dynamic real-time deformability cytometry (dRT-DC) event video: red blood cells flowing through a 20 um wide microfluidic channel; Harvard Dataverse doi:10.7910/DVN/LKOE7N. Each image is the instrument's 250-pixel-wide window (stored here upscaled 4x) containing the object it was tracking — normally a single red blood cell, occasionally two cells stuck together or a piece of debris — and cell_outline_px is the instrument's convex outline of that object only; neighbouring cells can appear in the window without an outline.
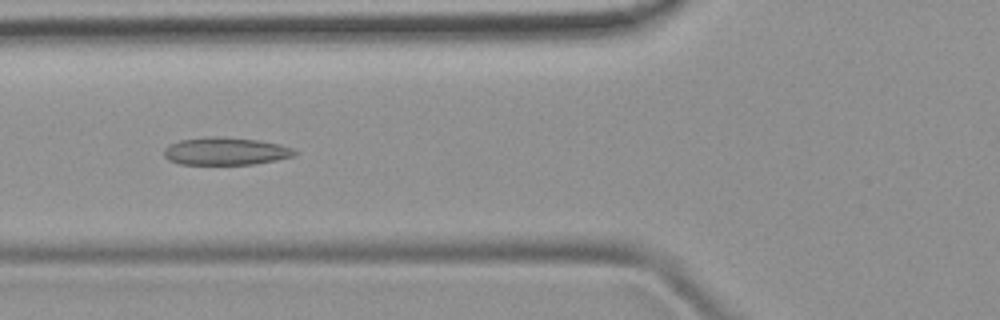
{"species": "common noctule bat (a hibernating species)", "species_latin": "Nyctalus noctula", "temperature_condition": "room temperature", "stored_images_in_passage": 3, "camera_frame_rate_fps": 3000, "um_per_image_px": 0.085, "animal": {"sex": "female", "body_mass_g": 19.9}, "frame": {"image": 1, "passage_image": 3, "time_ms": 2.333, "image_size_px": [1000, 320], "cell_outline_px": [[296, 156], [276, 160], [252, 164], [180, 164], [168, 160], [164, 156], [164, 148], [168, 144], [180, 140], [204, 136], [220, 136], [260, 140], [280, 144], [292, 148], [296, 152]], "centroid_in_image_um": [19.15, 12.84], "position_along_channel_um": 106.6, "area_um2": 21.27}}